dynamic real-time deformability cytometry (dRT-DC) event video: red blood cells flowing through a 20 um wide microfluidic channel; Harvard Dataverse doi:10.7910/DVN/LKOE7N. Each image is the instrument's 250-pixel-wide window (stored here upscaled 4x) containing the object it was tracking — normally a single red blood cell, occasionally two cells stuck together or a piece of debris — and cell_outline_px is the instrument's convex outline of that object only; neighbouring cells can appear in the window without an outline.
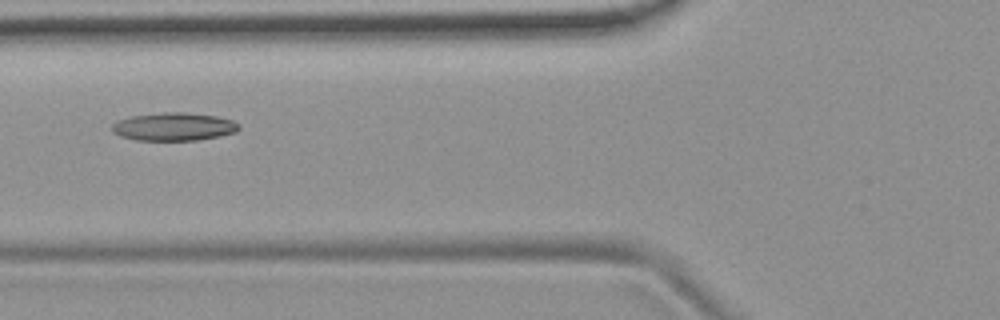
{"species": "common noctule bat (a hibernating species)", "species_latin": "Nyctalus noctula", "temperature_condition": "room temperature", "stored_images_in_passage": 10, "camera_frame_rate_fps": 3000, "um_per_image_px": 0.085, "animal": {"sex": "female", "body_mass_g": 19.9}, "frame": {"image": 1, "passage_image": 4, "time_ms": 1.0, "image_size_px": [1000, 320], "cell_outline_px": [[240, 128], [236, 132], [220, 136], [196, 140], [136, 140], [120, 136], [112, 132], [112, 124], [116, 120], [132, 116], [164, 112], [184, 112], [216, 116], [232, 120], [240, 124]], "centroid_in_image_um": [14.77, 10.76], "position_along_channel_um": 111.0, "area_um2": 20.81}}
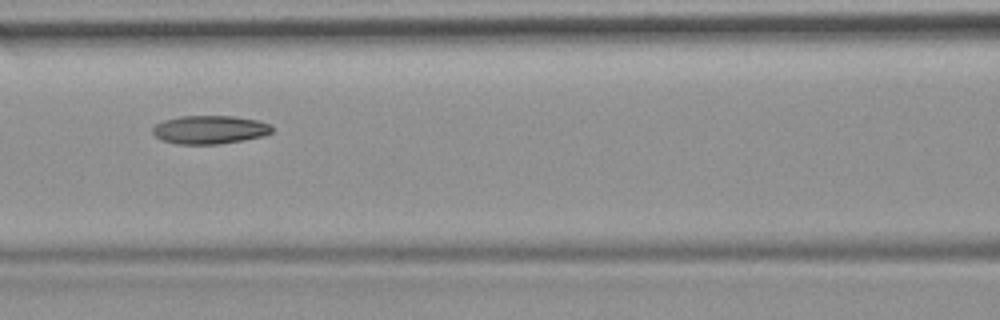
{"frame": {"image": 2, "passage_image": 7, "time_ms": 2.0, "image_size_px": [1000, 320], "cell_outline_px": [[272, 132], [264, 136], [244, 140], [220, 144], [176, 144], [160, 140], [152, 132], [152, 128], [156, 124], [164, 120], [180, 116], [236, 116], [256, 120], [272, 124]], "centroid_in_image_um": [17.83, 11.02], "position_along_channel_um": 148.8, "area_um2": 19.94}}